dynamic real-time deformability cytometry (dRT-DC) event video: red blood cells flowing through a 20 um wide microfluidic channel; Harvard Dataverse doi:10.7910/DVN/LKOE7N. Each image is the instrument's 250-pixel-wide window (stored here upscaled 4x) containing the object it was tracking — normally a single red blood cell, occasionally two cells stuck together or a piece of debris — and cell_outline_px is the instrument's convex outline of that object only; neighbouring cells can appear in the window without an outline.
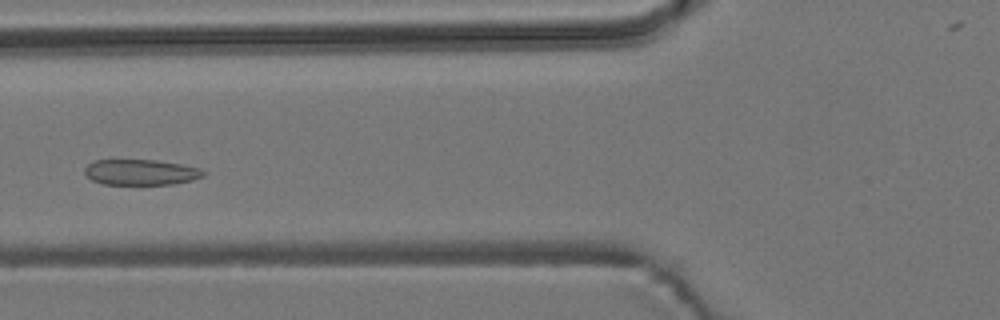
{"species": "common noctule bat (a hibernating species)", "species_latin": "Nyctalus noctula", "temperature_condition": "room temperature", "stored_images_in_passage": 5, "camera_frame_rate_fps": 3000, "um_per_image_px": 0.085, "animal": {"sex": "male", "body_mass_g": 19.2, "forearm_length_mm": 51.8}, "frame": {"image": 1, "passage_image": 5, "time_ms": 4.667, "image_size_px": [1000, 320], "cell_outline_px": [[204, 176], [192, 180], [172, 184], [104, 184], [92, 180], [84, 172], [84, 168], [92, 160], [156, 160], [180, 164], [200, 168], [204, 172]], "centroid_in_image_um": [11.95, 14.63], "position_along_channel_um": 113.8, "area_um2": 17.63}}